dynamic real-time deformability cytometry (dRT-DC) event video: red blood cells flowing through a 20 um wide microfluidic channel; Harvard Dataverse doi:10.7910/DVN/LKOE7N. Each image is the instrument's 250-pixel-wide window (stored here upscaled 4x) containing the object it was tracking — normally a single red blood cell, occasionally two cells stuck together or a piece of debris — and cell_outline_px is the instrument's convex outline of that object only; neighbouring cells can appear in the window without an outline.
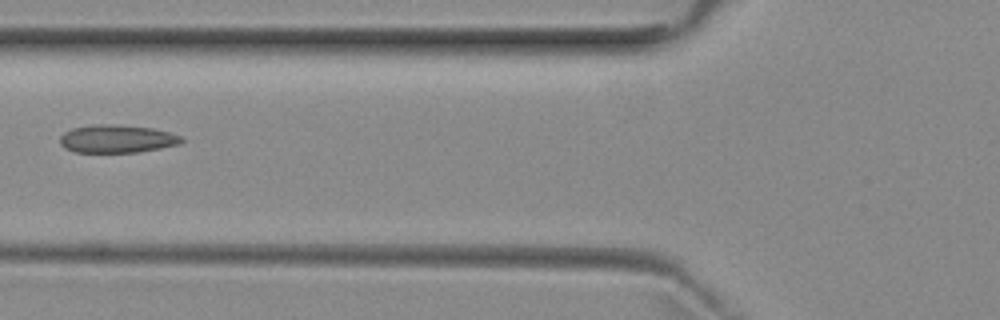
{"species": "common noctule bat (a hibernating species)", "species_latin": "Nyctalus noctula", "temperature_condition": "room temperature", "stored_images_in_passage": 4, "camera_frame_rate_fps": 3000, "um_per_image_px": 0.085, "animal": {"sex": "female", "body_mass_g": 29.2, "forearm_length_mm": 56.3}, "frame": {"image": 1, "passage_image": 4, "time_ms": 4.333, "image_size_px": [1000, 320], "cell_outline_px": [[184, 140], [180, 144], [140, 152], [76, 152], [64, 148], [60, 144], [60, 136], [64, 132], [72, 128], [96, 124], [112, 124], [152, 128], [168, 132], [180, 136]], "centroid_in_image_um": [9.92, 11.8], "position_along_channel_um": 115.9, "area_um2": 19.77}}